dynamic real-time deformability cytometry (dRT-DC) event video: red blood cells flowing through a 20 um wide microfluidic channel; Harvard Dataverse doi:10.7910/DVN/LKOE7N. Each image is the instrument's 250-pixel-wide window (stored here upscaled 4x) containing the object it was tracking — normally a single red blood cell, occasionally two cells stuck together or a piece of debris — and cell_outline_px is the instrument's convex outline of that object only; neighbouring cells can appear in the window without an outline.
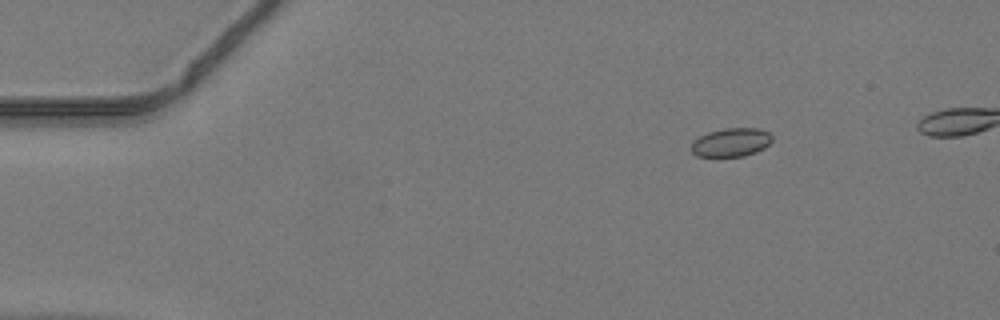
{"species": "common noctule bat (a hibernating species)", "species_latin": "Nyctalus noctula", "temperature_condition": "warm", "stored_images_in_passage": 39, "camera_frame_rate_fps": 3000, "um_per_image_px": 0.085, "animal": {"sex": "male", "body_mass_g": 19.2, "forearm_length_mm": 51.8}, "frame": {"image": 1, "passage_image": 1, "time_ms": 0.0, "image_size_px": [1000, 320], "cell_outline_px": [[772, 140], [764, 148], [756, 152], [744, 156], [696, 156], [692, 152], [692, 140], [708, 132], [724, 128], [760, 128], [768, 132], [772, 136]], "centroid_in_image_um": [62.15, 12.09], "position_along_channel_um": 22.9, "area_um2": 13.47}}
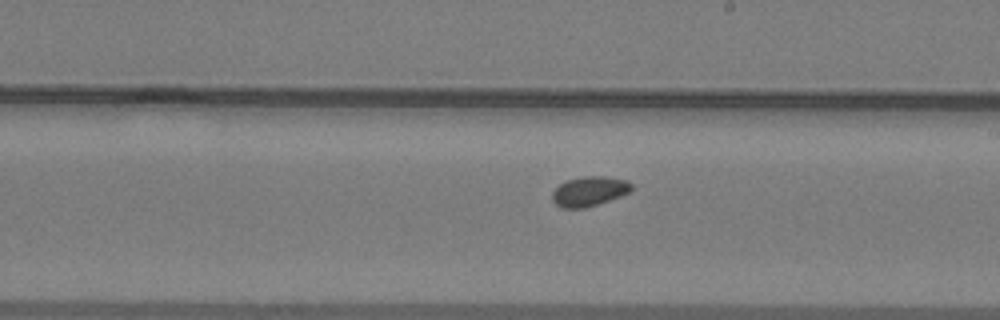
{"frame": {"image": 2, "passage_image": 22, "time_ms": 7.0, "image_size_px": [1000, 320], "cell_outline_px": [[632, 188], [628, 192], [620, 196], [584, 208], [560, 208], [552, 200], [552, 192], [560, 184], [568, 180], [584, 176], [604, 176], [628, 180], [632, 184]], "centroid_in_image_um": [50.08, 16.25], "position_along_channel_um": 238.9, "area_um2": 13.58}}
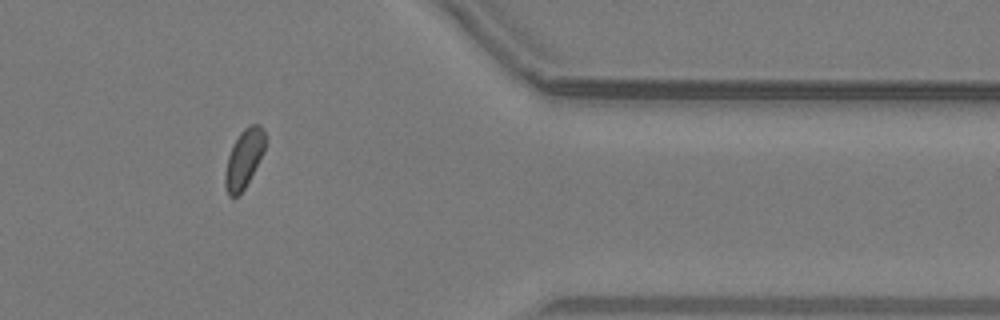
{"frame": {"image": 3, "passage_image": 34, "time_ms": 11.0, "image_size_px": [1000, 320], "cell_outline_px": [[268, 140], [264, 152], [244, 188], [236, 196], [228, 196], [224, 184], [224, 172], [228, 156], [240, 132], [244, 128], [252, 124], [260, 124], [264, 128]], "centroid_in_image_um": [20.77, 13.44], "position_along_channel_um": 390.6, "area_um2": 13.76}}